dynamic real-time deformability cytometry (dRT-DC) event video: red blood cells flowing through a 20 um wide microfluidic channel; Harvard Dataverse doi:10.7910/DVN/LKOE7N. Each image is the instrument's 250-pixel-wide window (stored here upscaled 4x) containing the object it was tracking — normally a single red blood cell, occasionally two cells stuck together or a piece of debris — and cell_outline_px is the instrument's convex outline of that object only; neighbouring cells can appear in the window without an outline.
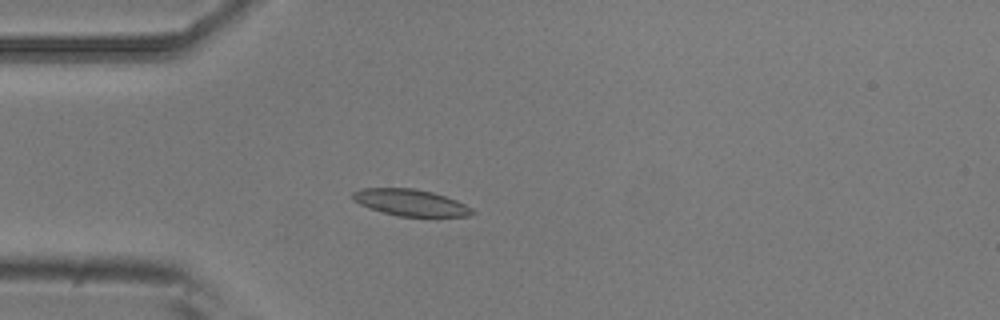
{"species": "common noctule bat (a hibernating species)", "species_latin": "Nyctalus noctula", "temperature_condition": "room temperature", "stored_images_in_passage": 4, "camera_frame_rate_fps": 3000, "um_per_image_px": 0.085, "animal": {"sex": "male", "body_mass_g": 20.5, "forearm_length_mm": 52.5}, "frame": {"image": 1, "passage_image": 4, "time_ms": 1.0, "image_size_px": [1000, 320], "cell_outline_px": [[476, 212], [468, 216], [400, 216], [368, 208], [352, 200], [352, 192], [360, 188], [412, 188], [432, 192], [456, 200], [472, 208]], "centroid_in_image_um": [34.86, 17.21], "position_along_channel_um": 50.1, "area_um2": 18.38}}